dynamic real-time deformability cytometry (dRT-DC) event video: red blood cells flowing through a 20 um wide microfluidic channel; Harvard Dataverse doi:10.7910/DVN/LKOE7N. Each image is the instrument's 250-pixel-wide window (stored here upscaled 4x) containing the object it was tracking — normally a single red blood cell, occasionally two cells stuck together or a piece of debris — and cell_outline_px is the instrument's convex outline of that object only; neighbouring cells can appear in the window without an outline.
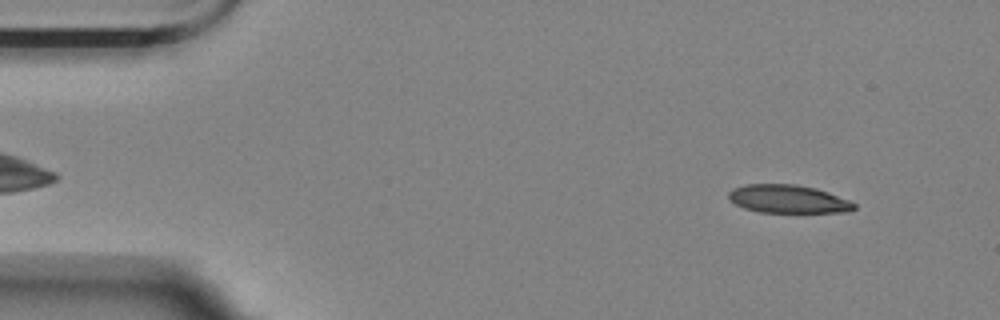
{"species": "Egyptian fruit bat (a non-hibernating species)", "species_latin": "Rousettus aegyptiacus", "temperature_condition": "room temperature", "stored_images_in_passage": 57, "segment_of_instrument_passage": [1, 2], "camera_frame_rate_fps": 3000, "um_per_image_px": 0.085, "animal": {"sex": "female"}, "frame": {"image": 1, "passage_image": 5, "time_ms": 1.333, "image_size_px": [1000, 320], "cell_outline_px": [[856, 208], [844, 212], [760, 212], [744, 208], [736, 204], [728, 196], [728, 192], [732, 188], [748, 184], [796, 184], [816, 188], [828, 192], [848, 200], [856, 204]], "centroid_in_image_um": [66.98, 16.91], "position_along_channel_um": 18.0, "area_um2": 20.46}}
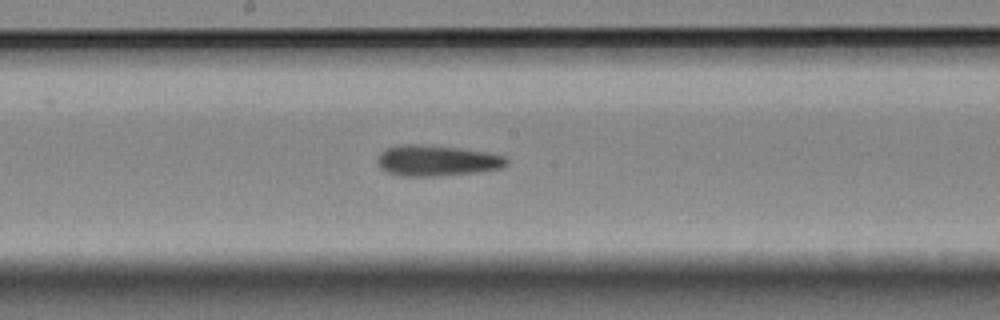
{"frame": {"image": 2, "passage_image": 29, "time_ms": 9.333, "image_size_px": [1000, 320], "cell_outline_px": [[508, 164], [504, 168], [476, 172], [436, 176], [404, 176], [388, 172], [380, 168], [376, 160], [380, 152], [384, 148], [396, 144], [424, 144], [460, 148], [488, 152], [508, 156]], "centroid_in_image_um": [37.14, 13.63], "position_along_channel_um": 211.1, "area_um2": 23.64}}
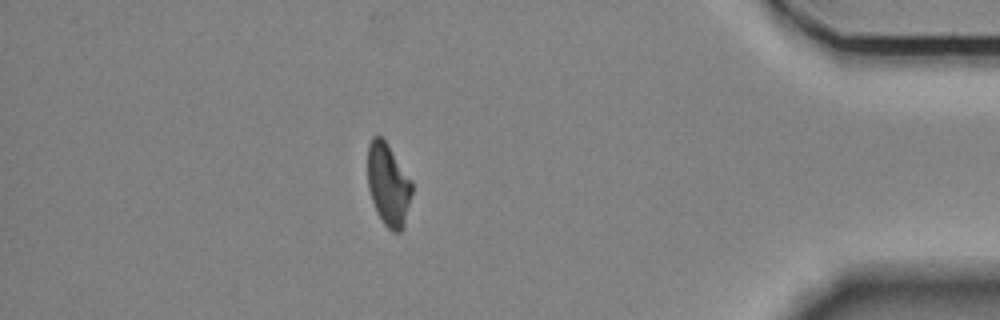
{"frame": {"image": 3, "passage_image": 49, "time_ms": 16.0, "image_size_px": [1000, 320], "cell_outline_px": [[412, 192], [404, 224], [400, 232], [392, 232], [384, 224], [376, 212], [368, 188], [368, 144], [372, 136], [380, 136], [388, 144], [412, 180]], "centroid_in_image_um": [33.0, 15.68], "position_along_channel_um": 402.2, "area_um2": 21.27}}